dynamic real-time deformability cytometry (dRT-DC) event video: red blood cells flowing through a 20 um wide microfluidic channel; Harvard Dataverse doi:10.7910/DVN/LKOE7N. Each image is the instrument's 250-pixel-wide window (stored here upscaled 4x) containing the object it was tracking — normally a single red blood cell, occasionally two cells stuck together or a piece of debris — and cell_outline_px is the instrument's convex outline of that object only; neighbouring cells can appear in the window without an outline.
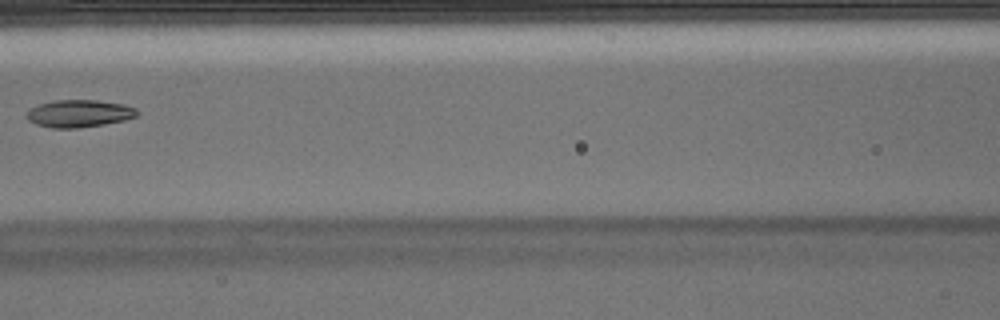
{"species": "Egyptian fruit bat (a non-hibernating species)", "species_latin": "Rousettus aegyptiacus", "temperature_condition": "warm", "stored_images_in_passage": 6, "camera_frame_rate_fps": 3000, "um_per_image_px": 0.085, "animal": {"sex": "male"}, "frame": {"image": 1, "passage_image": 5, "time_ms": 1.333, "image_size_px": [1000, 320], "cell_outline_px": [[140, 112], [136, 116], [124, 120], [104, 124], [80, 128], [52, 128], [36, 124], [28, 120], [28, 108], [40, 104], [56, 100], [96, 100], [124, 104], [136, 108]], "centroid_in_image_um": [6.74, 9.65], "position_along_channel_um": 159.9, "area_um2": 17.63}}